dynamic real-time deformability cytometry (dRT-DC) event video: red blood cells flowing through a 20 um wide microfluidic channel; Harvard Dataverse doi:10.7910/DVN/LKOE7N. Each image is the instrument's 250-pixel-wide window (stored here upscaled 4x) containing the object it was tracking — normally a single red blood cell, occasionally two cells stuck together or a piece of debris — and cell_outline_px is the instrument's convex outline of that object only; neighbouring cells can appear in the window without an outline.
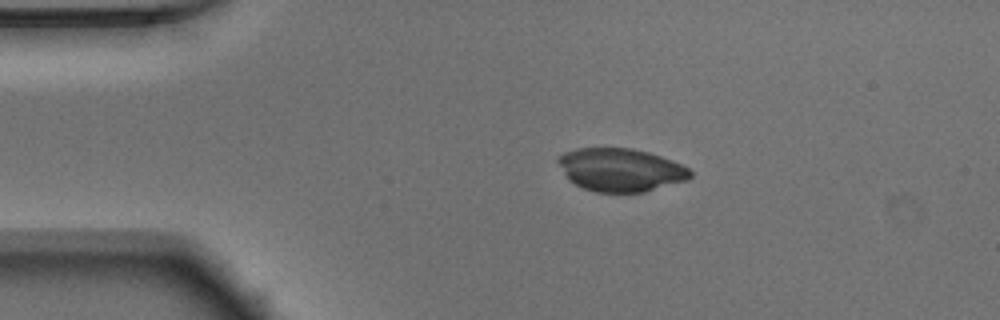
{"species": "Egyptian fruit bat (a non-hibernating species)", "species_latin": "Rousettus aegyptiacus", "temperature_condition": "warm", "stored_images_in_passage": 42, "camera_frame_rate_fps": 3000, "um_per_image_px": 0.085, "animal": {"sex": "male"}, "frame": {"image": 1, "passage_image": 1, "time_ms": 0.0, "image_size_px": [1000, 320], "cell_outline_px": [[692, 176], [688, 180], [644, 192], [596, 192], [584, 188], [568, 180], [556, 160], [556, 156], [564, 152], [576, 148], [632, 148], [648, 152], [672, 160], [688, 168], [692, 172]], "centroid_in_image_um": [52.73, 14.43], "position_along_channel_um": 32.3, "area_um2": 33.29}}
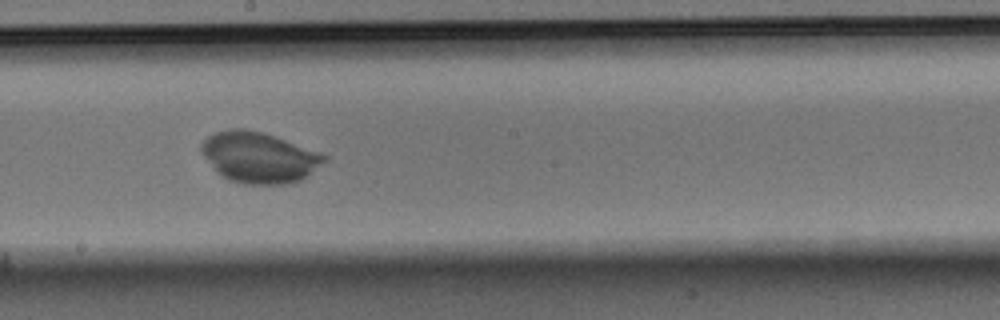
{"frame": {"image": 2, "passage_image": 19, "time_ms": 6.0, "image_size_px": [1000, 320], "cell_outline_px": [[328, 160], [300, 180], [288, 184], [244, 184], [228, 180], [200, 152], [200, 144], [208, 136], [216, 132], [232, 128], [244, 128], [264, 132], [276, 136], [320, 152], [328, 156]], "centroid_in_image_um": [22.05, 13.36], "position_along_channel_um": 226.2, "area_um2": 36.24}}
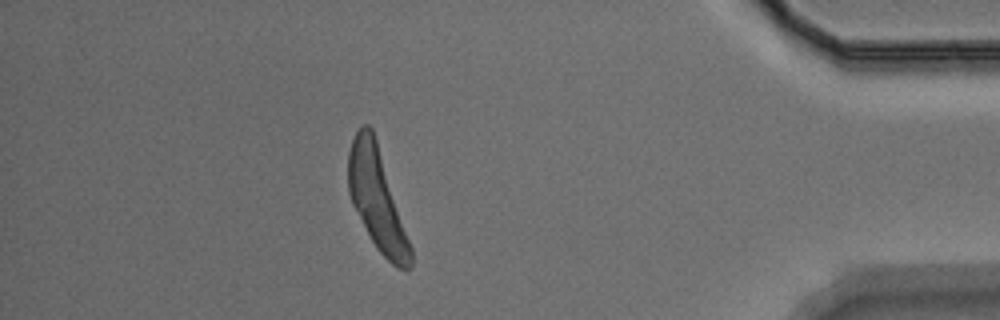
{"frame": {"image": 3, "passage_image": 36, "time_ms": 11.667, "image_size_px": [1000, 320], "cell_outline_px": [[412, 268], [396, 268], [376, 248], [352, 204], [348, 192], [348, 152], [352, 140], [356, 132], [364, 124], [368, 124], [372, 128], [412, 248]], "centroid_in_image_um": [32.03, 16.95], "position_along_channel_um": 403.2, "area_um2": 36.07}}